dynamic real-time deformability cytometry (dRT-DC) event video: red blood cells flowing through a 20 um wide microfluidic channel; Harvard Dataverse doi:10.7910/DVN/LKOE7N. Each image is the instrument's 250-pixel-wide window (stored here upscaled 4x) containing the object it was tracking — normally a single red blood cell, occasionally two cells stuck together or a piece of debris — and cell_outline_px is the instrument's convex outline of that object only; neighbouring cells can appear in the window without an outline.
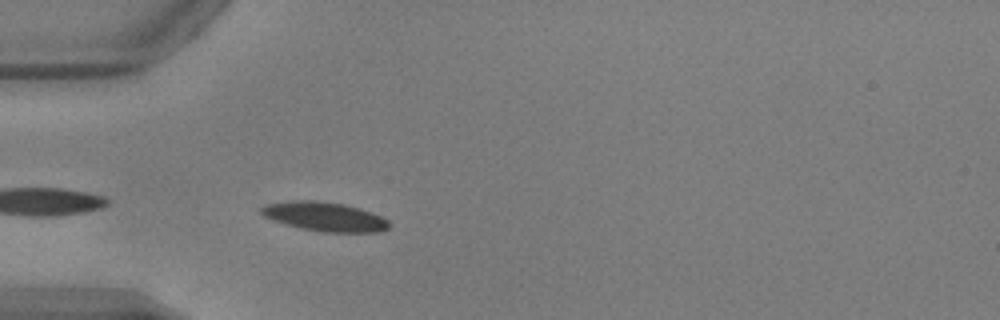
{"species": "common noctule bat (a hibernating species)", "species_latin": "Nyctalus noctula", "temperature_condition": "warm", "stored_images_in_passage": 35, "camera_frame_rate_fps": 3000, "um_per_image_px": 0.085, "animal": {"sex": "male", "body_mass_g": 17.9, "forearm_length_mm": 54.2}, "frame": {"image": 1, "passage_image": 3, "time_ms": 0.667, "image_size_px": [1000, 320], "cell_outline_px": [[388, 228], [380, 232], [324, 232], [300, 228], [272, 220], [264, 216], [260, 212], [260, 208], [264, 204], [292, 200], [316, 200], [344, 204], [360, 208], [372, 212], [388, 220]], "centroid_in_image_um": [27.57, 18.4], "position_along_channel_um": 57.4, "area_um2": 21.79}}
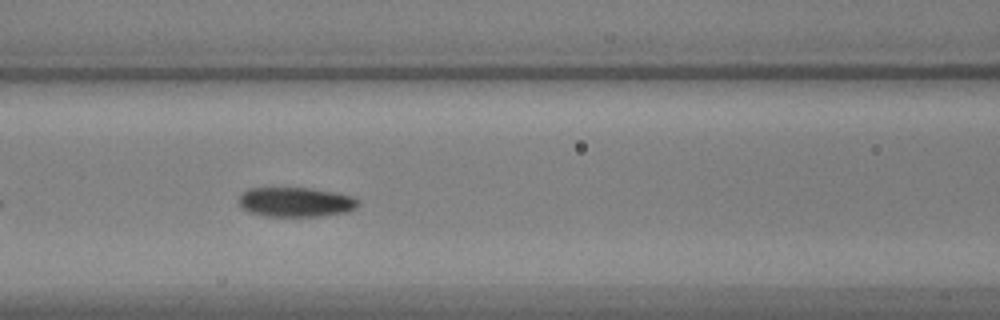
{"frame": {"image": 2, "passage_image": 10, "time_ms": 3.0, "image_size_px": [1000, 320], "cell_outline_px": [[360, 204], [356, 208], [344, 212], [320, 216], [264, 216], [248, 212], [240, 204], [240, 196], [248, 188], [312, 188], [352, 196]], "centroid_in_image_um": [25.13, 17.17], "position_along_channel_um": 141.5, "area_um2": 20.35}}
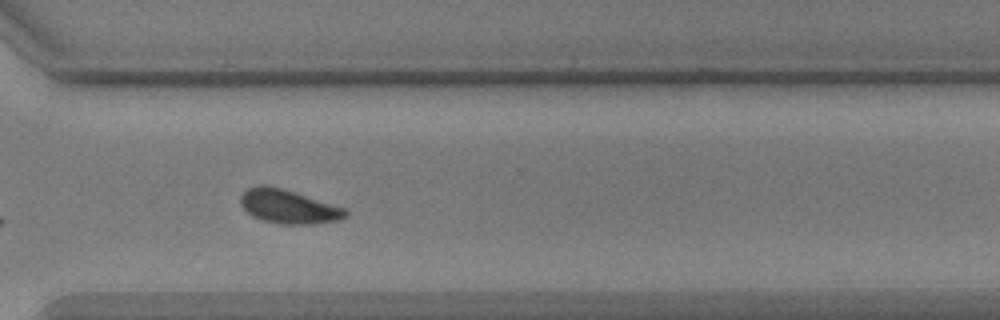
{"frame": {"image": 3, "passage_image": 26, "time_ms": 8.333, "image_size_px": [1000, 320], "cell_outline_px": [[348, 216], [340, 220], [312, 224], [280, 224], [264, 220], [252, 216], [240, 204], [240, 196], [248, 188], [260, 184], [264, 184], [280, 188], [344, 208], [348, 212]], "centroid_in_image_um": [24.5, 17.57], "position_along_channel_um": 346.1, "area_um2": 20.4}, "authors_computed_cell_mechanics": {"area_um2": 20.4034, "velocity_mm_per_s": 3.8463, "shape_relaxation_time_tau1_ms": 3.2611, "shape_relaxation_time_tau2_ms": 5.0251, "deformation_change_tau1": 0.1091, "deformation_change_tau2": 0.1122}}